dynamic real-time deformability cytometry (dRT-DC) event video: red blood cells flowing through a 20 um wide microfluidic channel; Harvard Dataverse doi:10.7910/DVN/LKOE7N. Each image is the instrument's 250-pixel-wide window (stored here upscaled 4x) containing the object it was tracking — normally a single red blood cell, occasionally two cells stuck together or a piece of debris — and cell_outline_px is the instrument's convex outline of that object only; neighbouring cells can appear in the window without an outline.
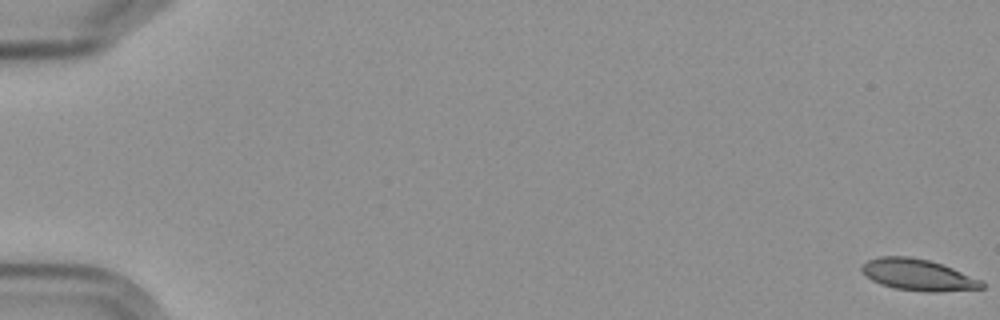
{"species": "Egyptian fruit bat (a non-hibernating species)", "species_latin": "Rousettus aegyptiacus", "temperature_condition": "cold", "stored_images_in_passage": 6, "camera_frame_rate_fps": 3000, "um_per_image_px": 0.085, "frame": {"image": 1, "passage_image": 1, "time_ms": 0.0, "image_size_px": [1000, 320], "cell_outline_px": [[984, 288], [928, 292], [896, 288], [880, 284], [864, 276], [860, 268], [868, 260], [880, 256], [908, 256], [928, 260], [944, 264], [980, 280], [984, 284]], "centroid_in_image_um": [77.99, 23.35], "position_along_channel_um": 7.0, "area_um2": 21.79}}
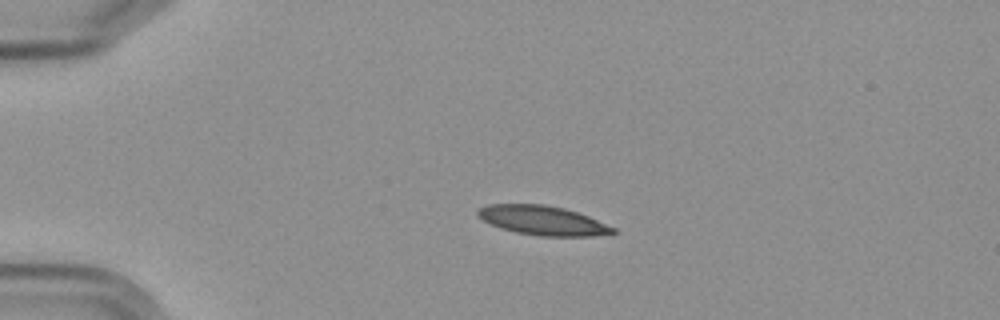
{"frame": {"image": 2, "passage_image": 5, "time_ms": 4.667, "image_size_px": [1000, 320], "cell_outline_px": [[616, 232], [592, 236], [540, 236], [516, 232], [500, 228], [484, 220], [476, 212], [480, 208], [488, 204], [544, 204], [564, 208], [588, 216], [616, 228]], "centroid_in_image_um": [46.14, 18.73], "position_along_channel_um": 38.9, "area_um2": 22.83}}